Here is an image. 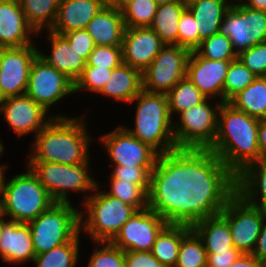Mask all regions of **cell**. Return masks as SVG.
<instances>
[{
	"label": "cell",
	"instance_id": "43",
	"mask_svg": "<svg viewBox=\"0 0 266 267\" xmlns=\"http://www.w3.org/2000/svg\"><path fill=\"white\" fill-rule=\"evenodd\" d=\"M177 45L184 46L191 51L199 45V32L191 11L186 8L178 25Z\"/></svg>",
	"mask_w": 266,
	"mask_h": 267
},
{
	"label": "cell",
	"instance_id": "45",
	"mask_svg": "<svg viewBox=\"0 0 266 267\" xmlns=\"http://www.w3.org/2000/svg\"><path fill=\"white\" fill-rule=\"evenodd\" d=\"M86 62L95 44L86 29H78L62 34Z\"/></svg>",
	"mask_w": 266,
	"mask_h": 267
},
{
	"label": "cell",
	"instance_id": "40",
	"mask_svg": "<svg viewBox=\"0 0 266 267\" xmlns=\"http://www.w3.org/2000/svg\"><path fill=\"white\" fill-rule=\"evenodd\" d=\"M113 69L85 65L82 74L74 83V93L83 89L99 93L110 78Z\"/></svg>",
	"mask_w": 266,
	"mask_h": 267
},
{
	"label": "cell",
	"instance_id": "58",
	"mask_svg": "<svg viewBox=\"0 0 266 267\" xmlns=\"http://www.w3.org/2000/svg\"><path fill=\"white\" fill-rule=\"evenodd\" d=\"M2 103H3V98L0 95V107H1Z\"/></svg>",
	"mask_w": 266,
	"mask_h": 267
},
{
	"label": "cell",
	"instance_id": "1",
	"mask_svg": "<svg viewBox=\"0 0 266 267\" xmlns=\"http://www.w3.org/2000/svg\"><path fill=\"white\" fill-rule=\"evenodd\" d=\"M260 120L222 102L213 145L193 164L192 185H227L260 157Z\"/></svg>",
	"mask_w": 266,
	"mask_h": 267
},
{
	"label": "cell",
	"instance_id": "34",
	"mask_svg": "<svg viewBox=\"0 0 266 267\" xmlns=\"http://www.w3.org/2000/svg\"><path fill=\"white\" fill-rule=\"evenodd\" d=\"M79 235L50 251L36 255L33 259L36 267H74L78 260Z\"/></svg>",
	"mask_w": 266,
	"mask_h": 267
},
{
	"label": "cell",
	"instance_id": "6",
	"mask_svg": "<svg viewBox=\"0 0 266 267\" xmlns=\"http://www.w3.org/2000/svg\"><path fill=\"white\" fill-rule=\"evenodd\" d=\"M181 212L188 218L191 229L201 239L207 253L234 247L228 221L189 181L183 183Z\"/></svg>",
	"mask_w": 266,
	"mask_h": 267
},
{
	"label": "cell",
	"instance_id": "11",
	"mask_svg": "<svg viewBox=\"0 0 266 267\" xmlns=\"http://www.w3.org/2000/svg\"><path fill=\"white\" fill-rule=\"evenodd\" d=\"M28 167L45 187L55 203H70L68 191H93L98 185L90 177L88 161L67 165L55 162H29Z\"/></svg>",
	"mask_w": 266,
	"mask_h": 267
},
{
	"label": "cell",
	"instance_id": "52",
	"mask_svg": "<svg viewBox=\"0 0 266 267\" xmlns=\"http://www.w3.org/2000/svg\"><path fill=\"white\" fill-rule=\"evenodd\" d=\"M133 0H111L109 6H112L118 10H122L127 4L132 2Z\"/></svg>",
	"mask_w": 266,
	"mask_h": 267
},
{
	"label": "cell",
	"instance_id": "47",
	"mask_svg": "<svg viewBox=\"0 0 266 267\" xmlns=\"http://www.w3.org/2000/svg\"><path fill=\"white\" fill-rule=\"evenodd\" d=\"M207 254V267H229L242 253L232 247L227 251Z\"/></svg>",
	"mask_w": 266,
	"mask_h": 267
},
{
	"label": "cell",
	"instance_id": "29",
	"mask_svg": "<svg viewBox=\"0 0 266 267\" xmlns=\"http://www.w3.org/2000/svg\"><path fill=\"white\" fill-rule=\"evenodd\" d=\"M142 90V72L121 63L113 69L99 93L130 104Z\"/></svg>",
	"mask_w": 266,
	"mask_h": 267
},
{
	"label": "cell",
	"instance_id": "50",
	"mask_svg": "<svg viewBox=\"0 0 266 267\" xmlns=\"http://www.w3.org/2000/svg\"><path fill=\"white\" fill-rule=\"evenodd\" d=\"M258 146L261 157L266 156V119L260 120L258 127Z\"/></svg>",
	"mask_w": 266,
	"mask_h": 267
},
{
	"label": "cell",
	"instance_id": "37",
	"mask_svg": "<svg viewBox=\"0 0 266 267\" xmlns=\"http://www.w3.org/2000/svg\"><path fill=\"white\" fill-rule=\"evenodd\" d=\"M194 51L209 60L234 61L238 58L230 39L220 33L201 41Z\"/></svg>",
	"mask_w": 266,
	"mask_h": 267
},
{
	"label": "cell",
	"instance_id": "54",
	"mask_svg": "<svg viewBox=\"0 0 266 267\" xmlns=\"http://www.w3.org/2000/svg\"><path fill=\"white\" fill-rule=\"evenodd\" d=\"M175 1H183V0H155V2L157 3L158 6L166 4V3H172Z\"/></svg>",
	"mask_w": 266,
	"mask_h": 267
},
{
	"label": "cell",
	"instance_id": "24",
	"mask_svg": "<svg viewBox=\"0 0 266 267\" xmlns=\"http://www.w3.org/2000/svg\"><path fill=\"white\" fill-rule=\"evenodd\" d=\"M227 185L248 204L266 209V156L249 164Z\"/></svg>",
	"mask_w": 266,
	"mask_h": 267
},
{
	"label": "cell",
	"instance_id": "53",
	"mask_svg": "<svg viewBox=\"0 0 266 267\" xmlns=\"http://www.w3.org/2000/svg\"><path fill=\"white\" fill-rule=\"evenodd\" d=\"M5 166L6 165H0V203H1V200H2V191H3V183H4V180H5V174H4V170H5Z\"/></svg>",
	"mask_w": 266,
	"mask_h": 267
},
{
	"label": "cell",
	"instance_id": "55",
	"mask_svg": "<svg viewBox=\"0 0 266 267\" xmlns=\"http://www.w3.org/2000/svg\"><path fill=\"white\" fill-rule=\"evenodd\" d=\"M4 216L2 215V213L0 212V237H1V232H2V224L6 221L3 218Z\"/></svg>",
	"mask_w": 266,
	"mask_h": 267
},
{
	"label": "cell",
	"instance_id": "42",
	"mask_svg": "<svg viewBox=\"0 0 266 267\" xmlns=\"http://www.w3.org/2000/svg\"><path fill=\"white\" fill-rule=\"evenodd\" d=\"M122 61V46H95L86 65L100 68H116Z\"/></svg>",
	"mask_w": 266,
	"mask_h": 267
},
{
	"label": "cell",
	"instance_id": "3",
	"mask_svg": "<svg viewBox=\"0 0 266 267\" xmlns=\"http://www.w3.org/2000/svg\"><path fill=\"white\" fill-rule=\"evenodd\" d=\"M84 116L53 118L36 136L29 162H55L67 165L89 160L90 136Z\"/></svg>",
	"mask_w": 266,
	"mask_h": 267
},
{
	"label": "cell",
	"instance_id": "17",
	"mask_svg": "<svg viewBox=\"0 0 266 267\" xmlns=\"http://www.w3.org/2000/svg\"><path fill=\"white\" fill-rule=\"evenodd\" d=\"M111 179L141 186L155 201L177 190L186 180L173 167H125L115 165Z\"/></svg>",
	"mask_w": 266,
	"mask_h": 267
},
{
	"label": "cell",
	"instance_id": "15",
	"mask_svg": "<svg viewBox=\"0 0 266 267\" xmlns=\"http://www.w3.org/2000/svg\"><path fill=\"white\" fill-rule=\"evenodd\" d=\"M73 93L74 83L37 55L30 67L25 94L49 112L54 103Z\"/></svg>",
	"mask_w": 266,
	"mask_h": 267
},
{
	"label": "cell",
	"instance_id": "18",
	"mask_svg": "<svg viewBox=\"0 0 266 267\" xmlns=\"http://www.w3.org/2000/svg\"><path fill=\"white\" fill-rule=\"evenodd\" d=\"M0 111L5 121L19 137L35 132V136L53 119L65 116L47 117L48 111L26 94L3 99Z\"/></svg>",
	"mask_w": 266,
	"mask_h": 267
},
{
	"label": "cell",
	"instance_id": "14",
	"mask_svg": "<svg viewBox=\"0 0 266 267\" xmlns=\"http://www.w3.org/2000/svg\"><path fill=\"white\" fill-rule=\"evenodd\" d=\"M114 165L125 167H172L149 144L135 138L123 126L100 137Z\"/></svg>",
	"mask_w": 266,
	"mask_h": 267
},
{
	"label": "cell",
	"instance_id": "19",
	"mask_svg": "<svg viewBox=\"0 0 266 267\" xmlns=\"http://www.w3.org/2000/svg\"><path fill=\"white\" fill-rule=\"evenodd\" d=\"M164 46L165 43L150 27H126L122 41V61L143 72Z\"/></svg>",
	"mask_w": 266,
	"mask_h": 267
},
{
	"label": "cell",
	"instance_id": "5",
	"mask_svg": "<svg viewBox=\"0 0 266 267\" xmlns=\"http://www.w3.org/2000/svg\"><path fill=\"white\" fill-rule=\"evenodd\" d=\"M182 201L183 184L133 214L111 243L123 251H151L161 230L181 211Z\"/></svg>",
	"mask_w": 266,
	"mask_h": 267
},
{
	"label": "cell",
	"instance_id": "35",
	"mask_svg": "<svg viewBox=\"0 0 266 267\" xmlns=\"http://www.w3.org/2000/svg\"><path fill=\"white\" fill-rule=\"evenodd\" d=\"M207 256L201 239L191 229L181 240L175 267H207Z\"/></svg>",
	"mask_w": 266,
	"mask_h": 267
},
{
	"label": "cell",
	"instance_id": "10",
	"mask_svg": "<svg viewBox=\"0 0 266 267\" xmlns=\"http://www.w3.org/2000/svg\"><path fill=\"white\" fill-rule=\"evenodd\" d=\"M71 203H54L28 223L36 255L50 251L81 232L80 212Z\"/></svg>",
	"mask_w": 266,
	"mask_h": 267
},
{
	"label": "cell",
	"instance_id": "13",
	"mask_svg": "<svg viewBox=\"0 0 266 267\" xmlns=\"http://www.w3.org/2000/svg\"><path fill=\"white\" fill-rule=\"evenodd\" d=\"M191 50L179 45L165 44L152 63L142 72V87L151 93L167 94L186 77Z\"/></svg>",
	"mask_w": 266,
	"mask_h": 267
},
{
	"label": "cell",
	"instance_id": "57",
	"mask_svg": "<svg viewBox=\"0 0 266 267\" xmlns=\"http://www.w3.org/2000/svg\"><path fill=\"white\" fill-rule=\"evenodd\" d=\"M4 146L2 145L1 141H0V154L2 153V151L4 152ZM1 156V155H0Z\"/></svg>",
	"mask_w": 266,
	"mask_h": 267
},
{
	"label": "cell",
	"instance_id": "7",
	"mask_svg": "<svg viewBox=\"0 0 266 267\" xmlns=\"http://www.w3.org/2000/svg\"><path fill=\"white\" fill-rule=\"evenodd\" d=\"M209 99L179 113L181 118L173 123V133L177 149L194 164L212 145L217 133L218 113L221 100L217 106H210ZM214 107V108H213Z\"/></svg>",
	"mask_w": 266,
	"mask_h": 267
},
{
	"label": "cell",
	"instance_id": "25",
	"mask_svg": "<svg viewBox=\"0 0 266 267\" xmlns=\"http://www.w3.org/2000/svg\"><path fill=\"white\" fill-rule=\"evenodd\" d=\"M191 230L188 218L180 211L159 233L151 254L164 266L175 267L182 238Z\"/></svg>",
	"mask_w": 266,
	"mask_h": 267
},
{
	"label": "cell",
	"instance_id": "32",
	"mask_svg": "<svg viewBox=\"0 0 266 267\" xmlns=\"http://www.w3.org/2000/svg\"><path fill=\"white\" fill-rule=\"evenodd\" d=\"M28 24L40 33L42 28L50 30L55 23L59 0H19Z\"/></svg>",
	"mask_w": 266,
	"mask_h": 267
},
{
	"label": "cell",
	"instance_id": "16",
	"mask_svg": "<svg viewBox=\"0 0 266 267\" xmlns=\"http://www.w3.org/2000/svg\"><path fill=\"white\" fill-rule=\"evenodd\" d=\"M33 44L0 51V95L3 99L24 95L31 64L38 55Z\"/></svg>",
	"mask_w": 266,
	"mask_h": 267
},
{
	"label": "cell",
	"instance_id": "23",
	"mask_svg": "<svg viewBox=\"0 0 266 267\" xmlns=\"http://www.w3.org/2000/svg\"><path fill=\"white\" fill-rule=\"evenodd\" d=\"M105 6L101 0H59L57 17L50 30L62 35L85 29L90 20Z\"/></svg>",
	"mask_w": 266,
	"mask_h": 267
},
{
	"label": "cell",
	"instance_id": "41",
	"mask_svg": "<svg viewBox=\"0 0 266 267\" xmlns=\"http://www.w3.org/2000/svg\"><path fill=\"white\" fill-rule=\"evenodd\" d=\"M102 249H94L88 267H125V251L111 242H99Z\"/></svg>",
	"mask_w": 266,
	"mask_h": 267
},
{
	"label": "cell",
	"instance_id": "46",
	"mask_svg": "<svg viewBox=\"0 0 266 267\" xmlns=\"http://www.w3.org/2000/svg\"><path fill=\"white\" fill-rule=\"evenodd\" d=\"M125 267H164L150 251H125Z\"/></svg>",
	"mask_w": 266,
	"mask_h": 267
},
{
	"label": "cell",
	"instance_id": "49",
	"mask_svg": "<svg viewBox=\"0 0 266 267\" xmlns=\"http://www.w3.org/2000/svg\"><path fill=\"white\" fill-rule=\"evenodd\" d=\"M229 267H266V263L252 254H241Z\"/></svg>",
	"mask_w": 266,
	"mask_h": 267
},
{
	"label": "cell",
	"instance_id": "31",
	"mask_svg": "<svg viewBox=\"0 0 266 267\" xmlns=\"http://www.w3.org/2000/svg\"><path fill=\"white\" fill-rule=\"evenodd\" d=\"M229 103L236 109L259 120L266 119V80L256 79L236 94Z\"/></svg>",
	"mask_w": 266,
	"mask_h": 267
},
{
	"label": "cell",
	"instance_id": "59",
	"mask_svg": "<svg viewBox=\"0 0 266 267\" xmlns=\"http://www.w3.org/2000/svg\"><path fill=\"white\" fill-rule=\"evenodd\" d=\"M262 78H264L266 80V70H265L264 74L262 75Z\"/></svg>",
	"mask_w": 266,
	"mask_h": 267
},
{
	"label": "cell",
	"instance_id": "36",
	"mask_svg": "<svg viewBox=\"0 0 266 267\" xmlns=\"http://www.w3.org/2000/svg\"><path fill=\"white\" fill-rule=\"evenodd\" d=\"M110 189L107 193L119 198L128 205L142 210L152 205L155 200L139 185L122 179H110Z\"/></svg>",
	"mask_w": 266,
	"mask_h": 267
},
{
	"label": "cell",
	"instance_id": "39",
	"mask_svg": "<svg viewBox=\"0 0 266 267\" xmlns=\"http://www.w3.org/2000/svg\"><path fill=\"white\" fill-rule=\"evenodd\" d=\"M157 7L155 0H133L121 10L125 27H149Z\"/></svg>",
	"mask_w": 266,
	"mask_h": 267
},
{
	"label": "cell",
	"instance_id": "33",
	"mask_svg": "<svg viewBox=\"0 0 266 267\" xmlns=\"http://www.w3.org/2000/svg\"><path fill=\"white\" fill-rule=\"evenodd\" d=\"M166 95L171 119L173 113L185 112L207 98L187 77L180 80Z\"/></svg>",
	"mask_w": 266,
	"mask_h": 267
},
{
	"label": "cell",
	"instance_id": "56",
	"mask_svg": "<svg viewBox=\"0 0 266 267\" xmlns=\"http://www.w3.org/2000/svg\"><path fill=\"white\" fill-rule=\"evenodd\" d=\"M104 4L109 5L111 3V0H101Z\"/></svg>",
	"mask_w": 266,
	"mask_h": 267
},
{
	"label": "cell",
	"instance_id": "28",
	"mask_svg": "<svg viewBox=\"0 0 266 267\" xmlns=\"http://www.w3.org/2000/svg\"><path fill=\"white\" fill-rule=\"evenodd\" d=\"M231 5L227 0H191L186 3L196 21L199 44L204 39L219 33L225 13Z\"/></svg>",
	"mask_w": 266,
	"mask_h": 267
},
{
	"label": "cell",
	"instance_id": "2",
	"mask_svg": "<svg viewBox=\"0 0 266 267\" xmlns=\"http://www.w3.org/2000/svg\"><path fill=\"white\" fill-rule=\"evenodd\" d=\"M136 101L135 128H126L135 138L154 148L186 181L193 164L177 149L167 95L142 90Z\"/></svg>",
	"mask_w": 266,
	"mask_h": 267
},
{
	"label": "cell",
	"instance_id": "9",
	"mask_svg": "<svg viewBox=\"0 0 266 267\" xmlns=\"http://www.w3.org/2000/svg\"><path fill=\"white\" fill-rule=\"evenodd\" d=\"M98 188L100 187L97 185L95 193L84 200L88 213L85 214L88 216L86 219L83 217V211H80V230L87 231L86 234H89L97 245L99 242H111L122 226L138 211L107 192H96Z\"/></svg>",
	"mask_w": 266,
	"mask_h": 267
},
{
	"label": "cell",
	"instance_id": "22",
	"mask_svg": "<svg viewBox=\"0 0 266 267\" xmlns=\"http://www.w3.org/2000/svg\"><path fill=\"white\" fill-rule=\"evenodd\" d=\"M0 256L4 262L19 263L35 258L32 235L28 224L5 221L0 237Z\"/></svg>",
	"mask_w": 266,
	"mask_h": 267
},
{
	"label": "cell",
	"instance_id": "38",
	"mask_svg": "<svg viewBox=\"0 0 266 267\" xmlns=\"http://www.w3.org/2000/svg\"><path fill=\"white\" fill-rule=\"evenodd\" d=\"M256 77L238 58L231 61L224 80L223 102H229L236 94L250 85Z\"/></svg>",
	"mask_w": 266,
	"mask_h": 267
},
{
	"label": "cell",
	"instance_id": "26",
	"mask_svg": "<svg viewBox=\"0 0 266 267\" xmlns=\"http://www.w3.org/2000/svg\"><path fill=\"white\" fill-rule=\"evenodd\" d=\"M125 28L122 11L106 5L90 20L85 29L95 46H122Z\"/></svg>",
	"mask_w": 266,
	"mask_h": 267
},
{
	"label": "cell",
	"instance_id": "12",
	"mask_svg": "<svg viewBox=\"0 0 266 267\" xmlns=\"http://www.w3.org/2000/svg\"><path fill=\"white\" fill-rule=\"evenodd\" d=\"M225 13L219 28L237 54L266 41V12L248 8L238 0Z\"/></svg>",
	"mask_w": 266,
	"mask_h": 267
},
{
	"label": "cell",
	"instance_id": "20",
	"mask_svg": "<svg viewBox=\"0 0 266 267\" xmlns=\"http://www.w3.org/2000/svg\"><path fill=\"white\" fill-rule=\"evenodd\" d=\"M231 61L209 60L200 57L194 50L191 51L188 62L186 77L207 98H221L223 102V86L225 76Z\"/></svg>",
	"mask_w": 266,
	"mask_h": 267
},
{
	"label": "cell",
	"instance_id": "51",
	"mask_svg": "<svg viewBox=\"0 0 266 267\" xmlns=\"http://www.w3.org/2000/svg\"><path fill=\"white\" fill-rule=\"evenodd\" d=\"M242 5L266 12V0H238ZM248 1V2H247Z\"/></svg>",
	"mask_w": 266,
	"mask_h": 267
},
{
	"label": "cell",
	"instance_id": "4",
	"mask_svg": "<svg viewBox=\"0 0 266 267\" xmlns=\"http://www.w3.org/2000/svg\"><path fill=\"white\" fill-rule=\"evenodd\" d=\"M192 186L228 221L234 247L252 254L266 209L248 204L228 185Z\"/></svg>",
	"mask_w": 266,
	"mask_h": 267
},
{
	"label": "cell",
	"instance_id": "44",
	"mask_svg": "<svg viewBox=\"0 0 266 267\" xmlns=\"http://www.w3.org/2000/svg\"><path fill=\"white\" fill-rule=\"evenodd\" d=\"M238 59L257 77H262L266 70V41L241 51Z\"/></svg>",
	"mask_w": 266,
	"mask_h": 267
},
{
	"label": "cell",
	"instance_id": "8",
	"mask_svg": "<svg viewBox=\"0 0 266 267\" xmlns=\"http://www.w3.org/2000/svg\"><path fill=\"white\" fill-rule=\"evenodd\" d=\"M54 200L28 167L27 173L4 180L0 212L11 221L28 224L49 209Z\"/></svg>",
	"mask_w": 266,
	"mask_h": 267
},
{
	"label": "cell",
	"instance_id": "21",
	"mask_svg": "<svg viewBox=\"0 0 266 267\" xmlns=\"http://www.w3.org/2000/svg\"><path fill=\"white\" fill-rule=\"evenodd\" d=\"M37 34L28 24L19 0H0V46L18 48L32 44Z\"/></svg>",
	"mask_w": 266,
	"mask_h": 267
},
{
	"label": "cell",
	"instance_id": "48",
	"mask_svg": "<svg viewBox=\"0 0 266 267\" xmlns=\"http://www.w3.org/2000/svg\"><path fill=\"white\" fill-rule=\"evenodd\" d=\"M265 220L266 219H264V223L262 225L258 239L256 240V244L253 249L252 255L256 257L259 261L266 263V221Z\"/></svg>",
	"mask_w": 266,
	"mask_h": 267
},
{
	"label": "cell",
	"instance_id": "27",
	"mask_svg": "<svg viewBox=\"0 0 266 267\" xmlns=\"http://www.w3.org/2000/svg\"><path fill=\"white\" fill-rule=\"evenodd\" d=\"M48 32V40L51 43V55H44L38 51L39 57L75 83L82 74L86 61L71 47L69 41L63 35L51 30H48Z\"/></svg>",
	"mask_w": 266,
	"mask_h": 267
},
{
	"label": "cell",
	"instance_id": "30",
	"mask_svg": "<svg viewBox=\"0 0 266 267\" xmlns=\"http://www.w3.org/2000/svg\"><path fill=\"white\" fill-rule=\"evenodd\" d=\"M187 8L184 1L159 5L149 26L165 44L177 45L178 25L183 11Z\"/></svg>",
	"mask_w": 266,
	"mask_h": 267
}]
</instances>
